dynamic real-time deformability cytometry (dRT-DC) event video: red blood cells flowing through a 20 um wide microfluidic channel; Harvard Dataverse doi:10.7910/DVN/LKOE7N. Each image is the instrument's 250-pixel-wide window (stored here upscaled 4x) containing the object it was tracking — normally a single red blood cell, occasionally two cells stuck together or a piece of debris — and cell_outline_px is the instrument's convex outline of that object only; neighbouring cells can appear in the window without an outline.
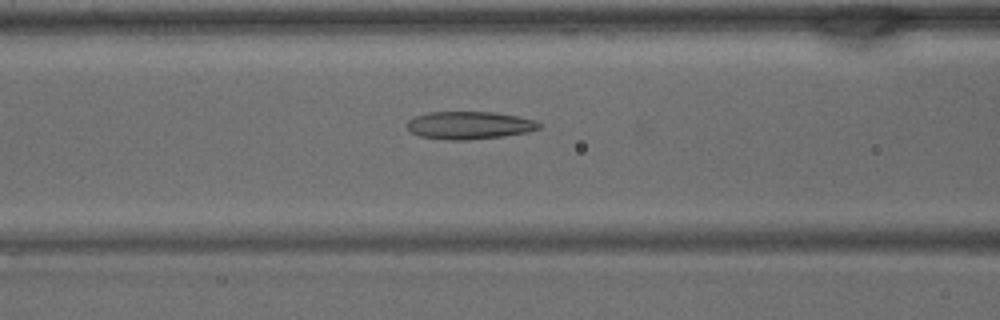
{"species": "common noctule bat (a hibernating species)", "species_latin": "Nyctalus noctula", "temperature_condition": "warm", "stored_images_in_passage": 29, "camera_frame_rate_fps": 3000, "um_per_image_px": 0.085, "animal": {"sex": "male", "body_mass_g": 15.6}, "frame": {"image": 1, "passage_image": 5, "time_ms": 1.333, "image_size_px": [1000, 320], "cell_outline_px": [[540, 128], [528, 132], [504, 136], [464, 140], [448, 140], [420, 136], [412, 132], [404, 124], [408, 120], [416, 116], [428, 112], [492, 112], [516, 116], [536, 120], [540, 124]], "centroid_in_image_um": [39.88, 10.65], "position_along_channel_um": 126.7, "area_um2": 21.27}}
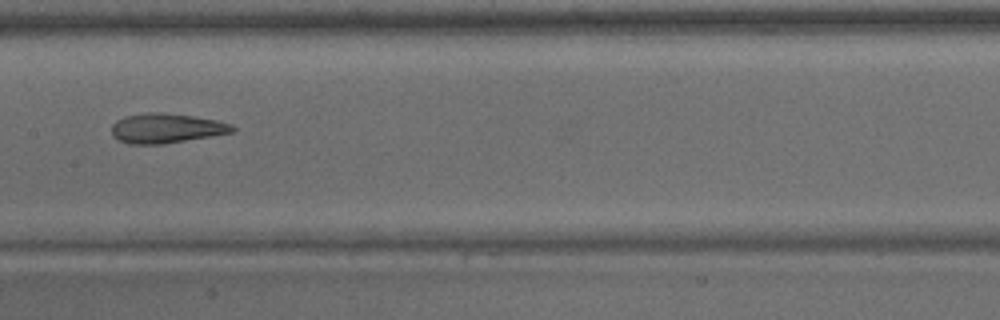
{"frame": {"image": 2, "passage_image": 9, "time_ms": 2.667, "image_size_px": [1000, 320], "cell_outline_px": [[236, 128], [232, 132], [212, 136], [164, 144], [128, 144], [116, 140], [112, 136], [112, 124], [116, 120], [124, 116], [148, 112], [160, 112], [192, 116], [216, 120], [232, 124]], "centroid_in_image_um": [14.09, 10.91], "position_along_channel_um": 193.3, "area_um2": 21.04}}
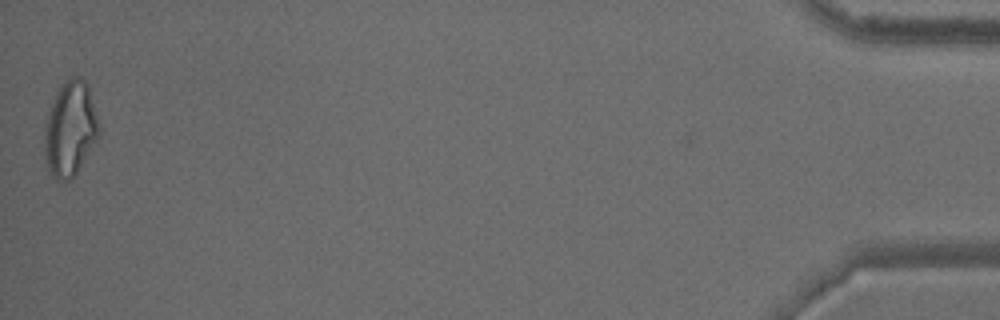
{"frame": {"image": 3, "passage_image": 29, "time_ms": 9.333, "image_size_px": [1000, 320], "cell_outline_px": [[100, 132], [96, 140], [76, 172], [68, 180], [56, 180], [52, 176], [48, 168], [44, 148], [44, 132], [48, 116], [52, 104], [60, 84], [72, 76], [76, 76], [84, 80], [88, 84], [96, 112], [100, 128]], "centroid_in_image_um": [5.97, 10.92], "position_along_channel_um": 429.2, "area_um2": 29.59}}